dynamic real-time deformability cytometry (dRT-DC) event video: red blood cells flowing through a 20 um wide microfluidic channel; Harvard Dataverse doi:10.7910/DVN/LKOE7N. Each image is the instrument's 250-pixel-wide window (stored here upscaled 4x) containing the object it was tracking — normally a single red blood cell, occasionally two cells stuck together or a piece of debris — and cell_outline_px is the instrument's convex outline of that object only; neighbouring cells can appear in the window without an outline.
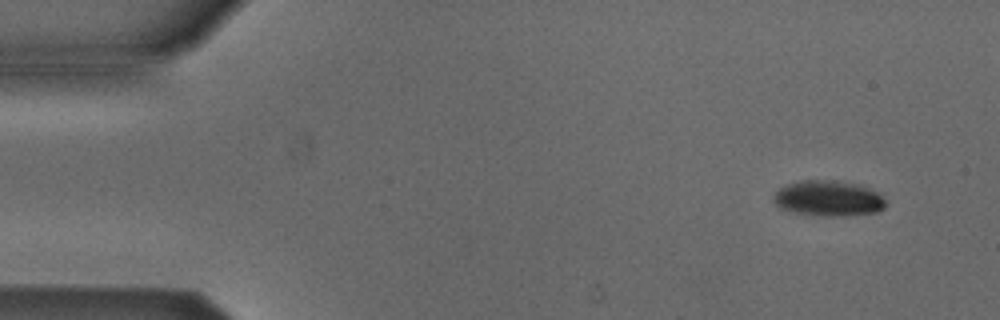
{"species": "Egyptian fruit bat (a non-hibernating species)", "species_latin": "Rousettus aegyptiacus", "temperature_condition": "cold", "stored_images_in_passage": 5, "segment_of_instrument_passage": [1, 2], "camera_frame_rate_fps": 3000, "um_per_image_px": 0.085, "animal": {"sex": "male"}, "frame": {"image": 1, "passage_image": 1, "time_ms": 0.0, "image_size_px": [1000, 320], "cell_outline_px": [[888, 204], [884, 208], [876, 212], [844, 216], [824, 216], [796, 212], [780, 208], [772, 200], [772, 196], [780, 188], [788, 184], [804, 180], [836, 180], [860, 184], [876, 192]], "centroid_in_image_um": [70.42, 16.86], "position_along_channel_um": 14.6, "area_um2": 23.18}}
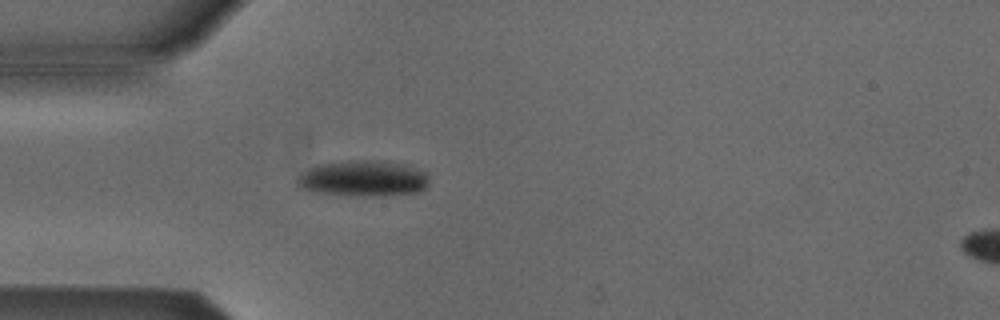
{"frame": {"image": 2, "passage_image": 4, "time_ms": 3.667, "image_size_px": [1000, 320], "cell_outline_px": [[428, 184], [420, 192], [384, 196], [348, 196], [320, 192], [300, 188], [296, 184], [296, 176], [300, 172], [308, 168], [320, 164], [364, 160], [384, 160], [404, 164], [428, 172]], "centroid_in_image_um": [30.89, 15.18], "position_along_channel_um": 54.1, "area_um2": 27.98}}